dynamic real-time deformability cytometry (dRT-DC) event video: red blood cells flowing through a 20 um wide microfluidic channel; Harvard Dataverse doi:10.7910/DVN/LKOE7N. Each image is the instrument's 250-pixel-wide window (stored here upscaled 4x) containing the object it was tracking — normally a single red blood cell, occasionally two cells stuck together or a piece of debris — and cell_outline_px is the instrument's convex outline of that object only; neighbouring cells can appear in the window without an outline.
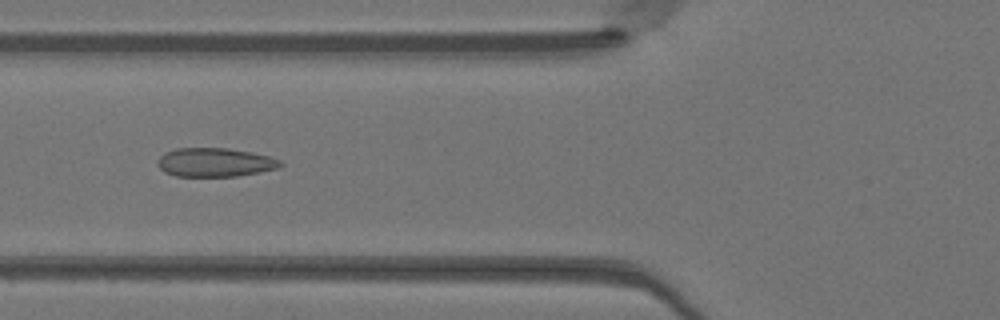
{"species": "Egyptian fruit bat (a non-hibernating species)", "species_latin": "Rousettus aegyptiacus", "temperature_condition": "warm", "stored_images_in_passage": 49, "camera_frame_rate_fps": 3000, "um_per_image_px": 0.085, "animal": {"sex": "female"}, "frame": {"image": 1, "passage_image": 19, "time_ms": 6.0, "image_size_px": [1000, 320], "cell_outline_px": [[284, 164], [276, 168], [260, 172], [236, 176], [176, 176], [164, 172], [156, 164], [156, 160], [164, 152], [176, 148], [228, 148], [252, 152], [268, 156], [280, 160]], "centroid_in_image_um": [18.23, 13.79], "position_along_channel_um": 107.6, "area_um2": 20.69}}
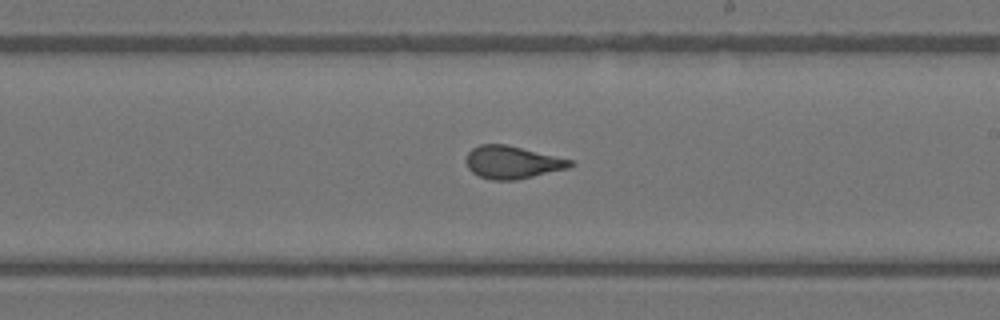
{"frame": {"image": 2, "passage_image": 29, "time_ms": 9.333, "image_size_px": [1000, 320], "cell_outline_px": [[572, 164], [568, 168], [516, 180], [492, 180], [480, 176], [472, 172], [468, 168], [464, 160], [468, 152], [472, 148], [480, 144], [508, 144], [572, 160]], "centroid_in_image_um": [43.49, 13.78], "position_along_channel_um": 245.5, "area_um2": 19.83}}
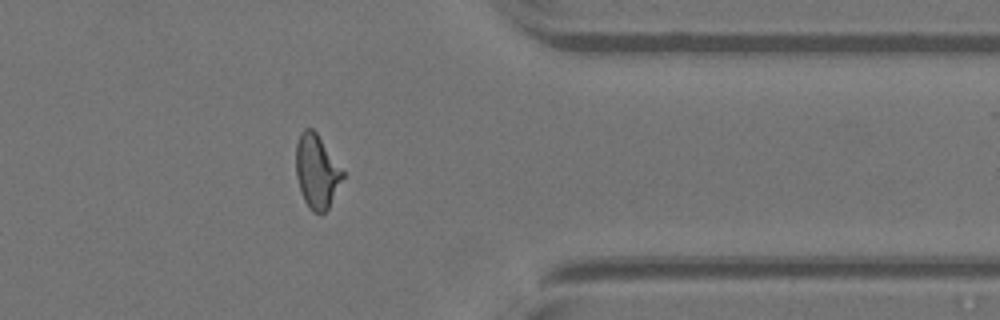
{"frame": {"image": 3, "passage_image": 40, "time_ms": 13.0, "image_size_px": [1000, 320], "cell_outline_px": [[344, 176], [328, 208], [324, 212], [312, 212], [308, 208], [300, 192], [296, 176], [296, 144], [300, 132], [304, 128], [312, 128], [316, 132], [344, 172]], "centroid_in_image_um": [26.89, 14.56], "position_along_channel_um": 384.5, "area_um2": 19.94}, "authors_computed_cell_mechanics": {"area_um2": 20.4034, "velocity_mm_per_s": 4.135, "shape_relaxation_time_tau1_ms": 6.6794, "shape_relaxation_time_tau2_ms": 0.6925, "deformation_change_tau1": 0.197, "deformation_change_tau2": 0.0697}}